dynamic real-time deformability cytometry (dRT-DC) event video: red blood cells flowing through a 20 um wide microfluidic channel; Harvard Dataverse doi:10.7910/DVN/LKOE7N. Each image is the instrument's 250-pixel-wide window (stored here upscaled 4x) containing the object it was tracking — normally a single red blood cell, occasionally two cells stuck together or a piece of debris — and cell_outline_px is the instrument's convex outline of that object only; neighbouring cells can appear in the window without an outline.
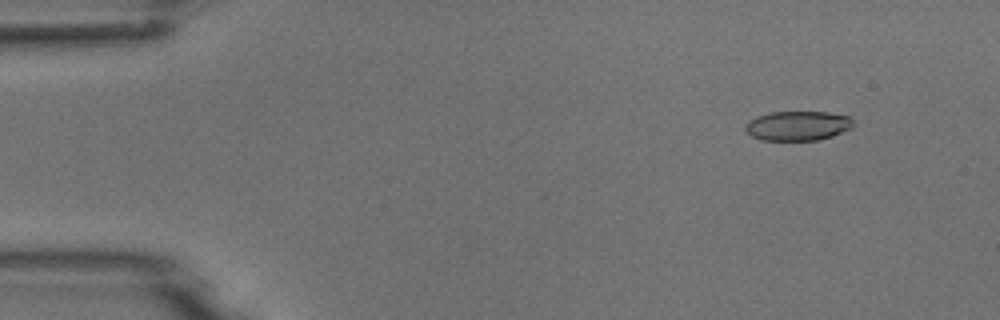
{"species": "common noctule bat (a hibernating species)", "species_latin": "Nyctalus noctula", "temperature_condition": "room temperature", "stored_images_in_passage": 4, "camera_frame_rate_fps": 3000, "um_per_image_px": 0.085, "animal": {"sex": "male", "body_mass_g": 18.8}, "frame": {"image": 1, "passage_image": 2, "time_ms": 0.333, "image_size_px": [1000, 320], "cell_outline_px": [[852, 128], [832, 136], [816, 140], [760, 140], [752, 136], [744, 128], [744, 124], [748, 120], [756, 116], [772, 112], [828, 112], [848, 116], [852, 120]], "centroid_in_image_um": [67.77, 10.69], "position_along_channel_um": 17.2, "area_um2": 18.55}}
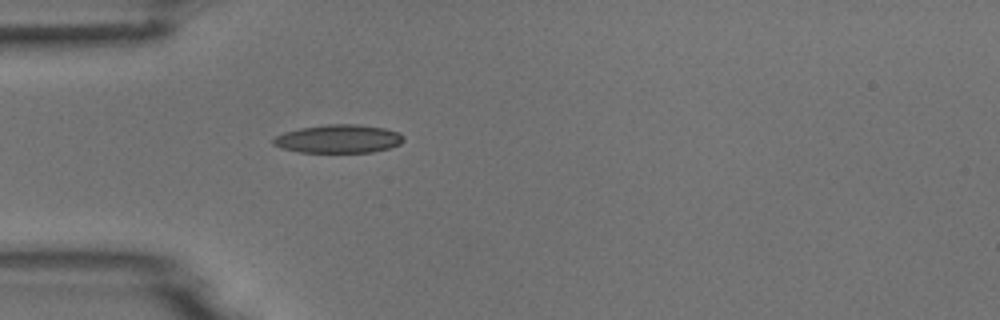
{"frame": {"image": 2, "passage_image": 4, "time_ms": 1.0, "image_size_px": [1000, 320], "cell_outline_px": [[404, 140], [400, 144], [388, 148], [372, 152], [300, 152], [280, 148], [272, 144], [272, 140], [276, 136], [284, 132], [300, 128], [328, 124], [356, 124], [384, 128], [400, 132], [404, 136]], "centroid_in_image_um": [28.77, 11.8], "position_along_channel_um": 56.2, "area_um2": 21.56}}